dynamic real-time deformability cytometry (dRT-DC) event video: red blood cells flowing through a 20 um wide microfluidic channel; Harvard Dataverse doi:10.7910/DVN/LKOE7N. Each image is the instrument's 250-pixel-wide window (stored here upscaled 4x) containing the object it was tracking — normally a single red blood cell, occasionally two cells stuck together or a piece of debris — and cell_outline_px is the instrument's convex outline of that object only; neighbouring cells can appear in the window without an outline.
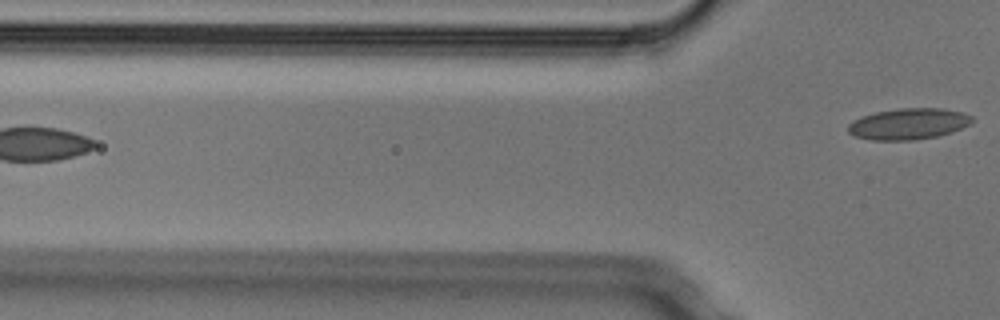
{"species": "Egyptian fruit bat (a non-hibernating species)", "species_latin": "Rousettus aegyptiacus", "temperature_condition": "cold", "stored_images_in_passage": 3, "camera_frame_rate_fps": 3000, "um_per_image_px": 0.085, "animal": {"sex": "male"}, "frame": {"image": 1, "passage_image": 3, "time_ms": 0.667, "image_size_px": [1000, 320], "cell_outline_px": [[972, 120], [968, 124], [952, 132], [936, 136], [912, 140], [872, 140], [856, 136], [848, 132], [848, 124], [852, 120], [876, 112], [900, 108], [944, 108], [964, 112], [972, 116]], "centroid_in_image_um": [77.22, 10.52], "position_along_channel_um": 48.6, "area_um2": 22.37}}